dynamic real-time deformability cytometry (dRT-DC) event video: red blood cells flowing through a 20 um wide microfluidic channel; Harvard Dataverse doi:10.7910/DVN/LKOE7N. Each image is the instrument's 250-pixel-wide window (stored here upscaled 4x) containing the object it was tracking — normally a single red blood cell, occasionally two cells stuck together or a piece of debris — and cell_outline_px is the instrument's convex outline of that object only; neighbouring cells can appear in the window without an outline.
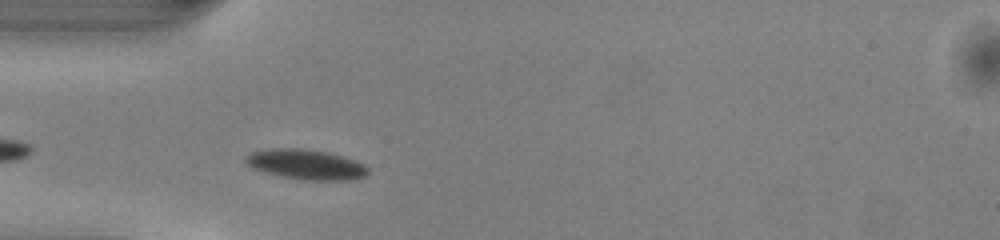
{"species": "common noctule bat (a hibernating species)", "species_latin": "Nyctalus noctula", "temperature_condition": "warm", "stored_images_in_passage": 37, "camera_frame_rate_fps": 3000, "um_per_image_px": 0.085, "animal": {"sex": "male", "body_mass_g": 13.0, "forearm_length_mm": 53.1}, "frame": {"image": 1, "passage_image": 3, "time_ms": 0.667, "image_size_px": [1000, 240], "cell_outline_px": [[368, 172], [364, 176], [352, 180], [304, 180], [280, 176], [264, 172], [248, 164], [244, 160], [244, 156], [252, 152], [268, 148], [304, 148], [328, 152], [356, 160], [364, 164], [368, 168]], "centroid_in_image_um": [26.02, 13.97], "position_along_channel_um": 59.0, "area_um2": 21.5}}
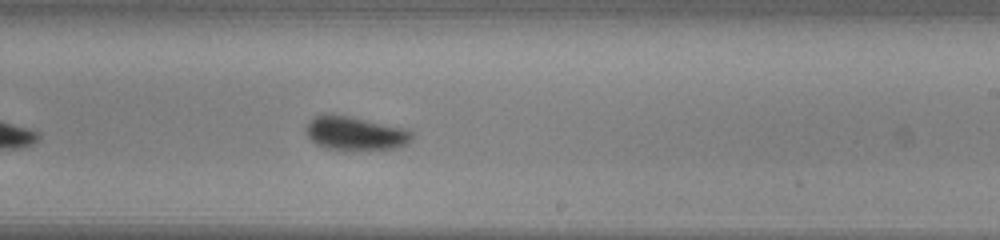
{"frame": {"image": 2, "passage_image": 18, "time_ms": 5.667, "image_size_px": [1000, 240], "cell_outline_px": [[412, 136], [408, 144], [400, 148], [324, 148], [316, 144], [308, 136], [304, 128], [316, 116], [344, 116], [404, 128], [412, 132]], "centroid_in_image_um": [30.22, 11.35], "position_along_channel_um": 258.8, "area_um2": 19.65}}
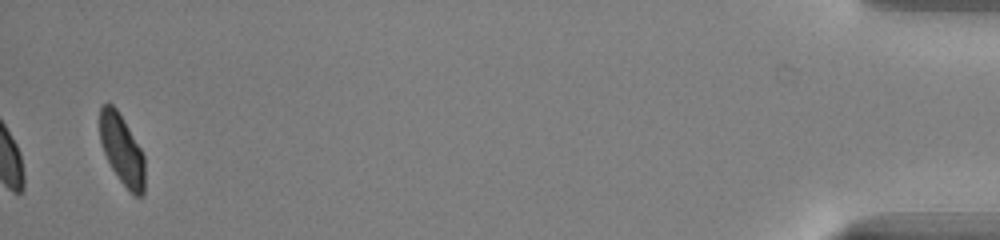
{"frame": {"image": 3, "passage_image": 37, "time_ms": 12.0, "image_size_px": [1000, 240], "cell_outline_px": [[144, 192], [140, 196], [136, 196], [120, 180], [112, 168], [104, 152], [100, 140], [100, 108], [104, 104], [112, 104], [116, 108], [124, 120], [140, 148], [144, 156]], "centroid_in_image_um": [10.36, 12.71], "position_along_channel_um": 424.8, "area_um2": 17.92}, "authors_computed_cell_mechanics": {"area_um2": 20.3456, "velocity_mm_per_s": 4.0648, "shape_relaxation_time_tau1_ms": 1.5231, "shape_relaxation_time_tau2_ms": 1.0162, "deformation_change_tau1": 0.0941, "deformation_change_tau2": 0.0516}}